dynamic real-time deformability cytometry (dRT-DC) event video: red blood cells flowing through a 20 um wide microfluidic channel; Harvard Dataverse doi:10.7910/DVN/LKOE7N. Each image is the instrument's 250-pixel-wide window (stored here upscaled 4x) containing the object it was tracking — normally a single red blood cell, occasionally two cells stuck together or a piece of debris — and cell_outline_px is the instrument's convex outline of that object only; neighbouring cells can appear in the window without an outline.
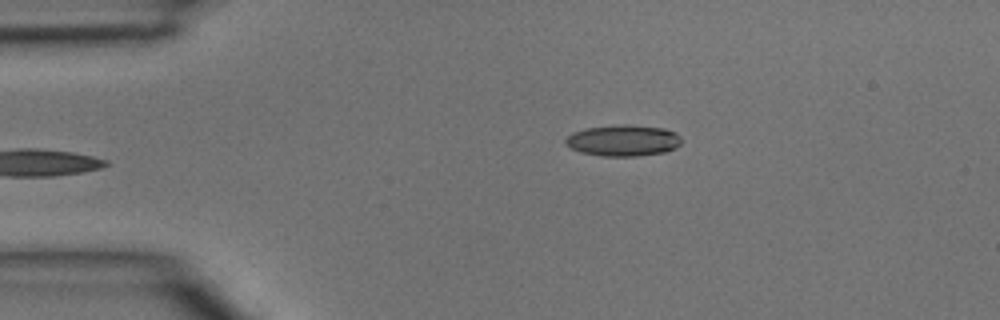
{"species": "common noctule bat (a hibernating species)", "species_latin": "Nyctalus noctula", "temperature_condition": "room temperature", "stored_images_in_passage": 4, "camera_frame_rate_fps": 3000, "um_per_image_px": 0.085, "animal": {"sex": "male", "body_mass_g": 15.6}, "frame": {"image": 1, "passage_image": 4, "time_ms": 1.0, "image_size_px": [1000, 320], "cell_outline_px": [[680, 144], [676, 148], [664, 152], [636, 156], [604, 156], [580, 152], [564, 144], [564, 140], [572, 132], [584, 128], [620, 124], [628, 124], [664, 128], [676, 132], [680, 136]], "centroid_in_image_um": [52.96, 11.93], "position_along_channel_um": 32.0, "area_um2": 21.27}}